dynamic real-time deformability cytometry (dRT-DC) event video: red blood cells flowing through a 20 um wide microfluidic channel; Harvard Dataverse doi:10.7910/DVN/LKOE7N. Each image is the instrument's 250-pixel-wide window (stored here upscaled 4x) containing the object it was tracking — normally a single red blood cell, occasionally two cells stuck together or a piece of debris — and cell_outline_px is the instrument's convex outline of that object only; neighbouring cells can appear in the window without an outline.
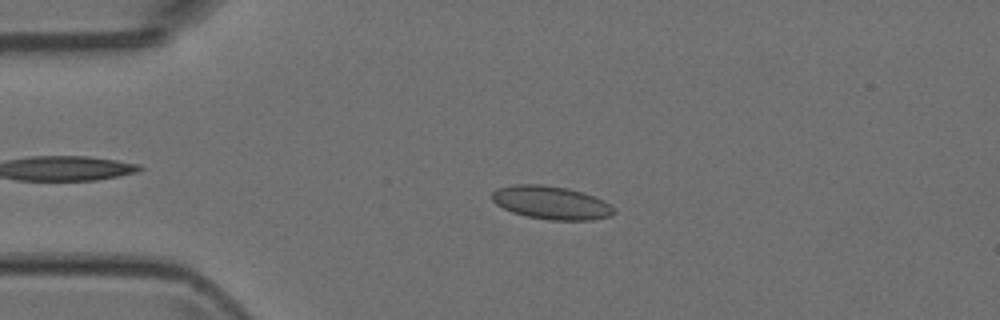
{"species": "Egyptian fruit bat (a non-hibernating species)", "species_latin": "Rousettus aegyptiacus", "temperature_condition": "room temperature", "stored_images_in_passage": 4, "camera_frame_rate_fps": 3000, "um_per_image_px": 0.085, "animal": {"sex": "female"}, "frame": {"image": 1, "passage_image": 3, "time_ms": 0.667, "image_size_px": [1000, 320], "cell_outline_px": [[616, 212], [612, 216], [592, 220], [548, 220], [528, 216], [512, 212], [496, 204], [492, 200], [492, 192], [496, 188], [512, 184], [540, 184], [568, 188], [584, 192], [596, 196], [604, 200]], "centroid_in_image_um": [46.86, 17.22], "position_along_channel_um": 38.1, "area_um2": 23.81}}